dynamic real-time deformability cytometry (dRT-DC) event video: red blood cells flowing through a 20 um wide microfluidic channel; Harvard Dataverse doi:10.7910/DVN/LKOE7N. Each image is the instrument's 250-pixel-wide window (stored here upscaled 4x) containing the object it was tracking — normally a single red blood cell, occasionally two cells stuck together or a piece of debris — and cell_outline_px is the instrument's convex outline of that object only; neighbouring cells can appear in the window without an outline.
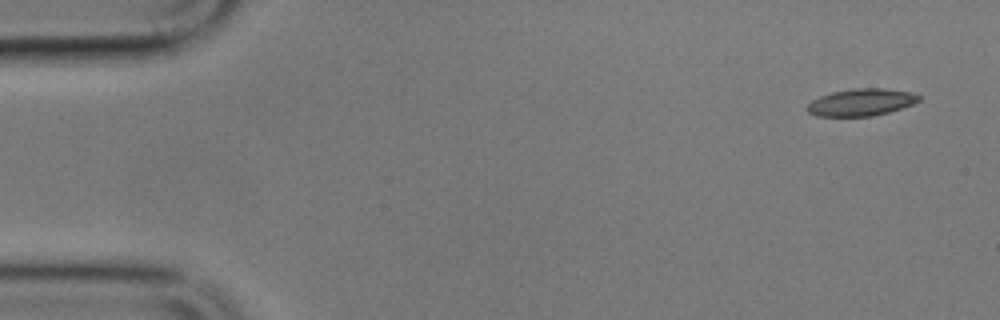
{"species": "common noctule bat (a hibernating species)", "species_latin": "Nyctalus noctula", "temperature_condition": "cold", "stored_images_in_passage": 6, "camera_frame_rate_fps": 3000, "um_per_image_px": 0.085, "animal": {"sex": "male", "body_mass_g": 17.9}, "frame": {"image": 1, "passage_image": 1, "time_ms": 0.0, "image_size_px": [1000, 320], "cell_outline_px": [[920, 100], [912, 104], [888, 112], [872, 116], [816, 116], [808, 112], [804, 108], [812, 100], [820, 96], [832, 92], [852, 88], [884, 88], [912, 92], [920, 96]], "centroid_in_image_um": [73.17, 8.69], "position_along_channel_um": 11.8, "area_um2": 17.69}}
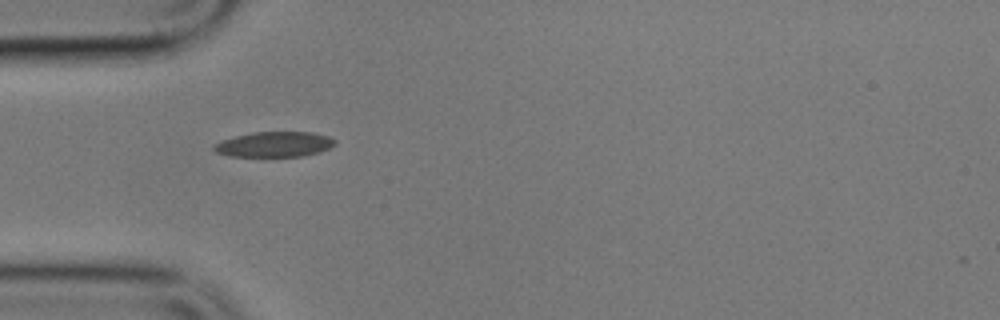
{"frame": {"image": 2, "passage_image": 5, "time_ms": 4.667, "image_size_px": [1000, 320], "cell_outline_px": [[336, 144], [320, 152], [300, 156], [232, 156], [216, 152], [212, 148], [212, 144], [220, 140], [252, 132], [312, 132], [328, 136], [336, 140]], "centroid_in_image_um": [23.3, 12.26], "position_along_channel_um": 61.7, "area_um2": 17.8}}
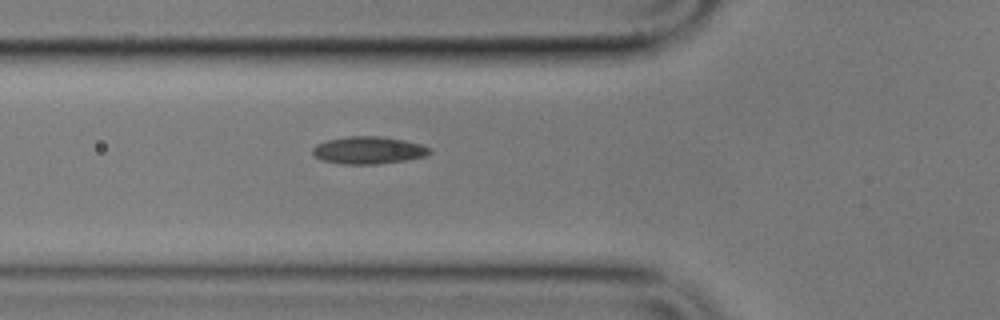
{"frame": {"image": 3, "passage_image": 6, "time_ms": 5.667, "image_size_px": [1000, 320], "cell_outline_px": [[432, 152], [424, 156], [408, 160], [376, 164], [344, 164], [324, 160], [316, 156], [312, 152], [312, 148], [316, 144], [328, 140], [348, 136], [380, 136], [404, 140], [420, 144], [432, 148]], "centroid_in_image_um": [31.35, 12.76], "position_along_channel_um": 94.4, "area_um2": 18.61}}